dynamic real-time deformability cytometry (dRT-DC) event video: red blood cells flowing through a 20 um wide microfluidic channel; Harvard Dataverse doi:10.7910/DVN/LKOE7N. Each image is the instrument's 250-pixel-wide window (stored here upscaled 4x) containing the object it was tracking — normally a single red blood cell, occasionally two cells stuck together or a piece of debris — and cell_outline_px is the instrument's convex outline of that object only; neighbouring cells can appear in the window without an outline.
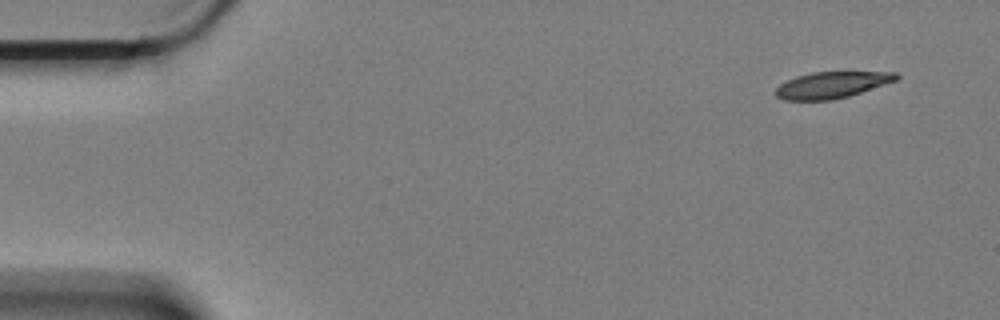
{"species": "Egyptian fruit bat (a non-hibernating species)", "species_latin": "Rousettus aegyptiacus", "temperature_condition": "cold", "stored_images_in_passage": 5, "camera_frame_rate_fps": 3000, "um_per_image_px": 0.085, "animal": {"sex": "female"}, "frame": {"image": 1, "passage_image": 1, "time_ms": 0.0, "image_size_px": [1000, 320], "cell_outline_px": [[900, 76], [896, 80], [848, 96], [832, 100], [784, 100], [776, 96], [776, 88], [780, 84], [796, 76], [812, 72], [896, 72]], "centroid_in_image_um": [70.68, 7.22], "position_along_channel_um": 14.3, "area_um2": 18.32}}
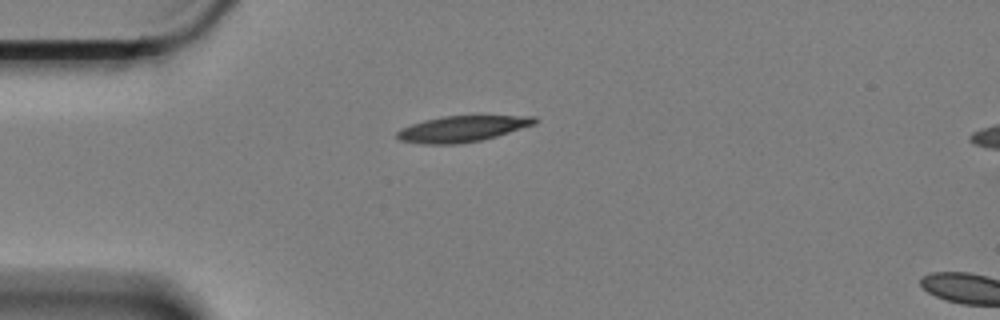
{"frame": {"image": 2, "passage_image": 4, "time_ms": 1.0, "image_size_px": [1000, 320], "cell_outline_px": [[540, 120], [536, 124], [496, 136], [480, 140], [456, 144], [424, 144], [400, 140], [396, 136], [396, 132], [400, 128], [424, 120], [444, 116], [536, 116]], "centroid_in_image_um": [39.3, 10.94], "position_along_channel_um": 45.7, "area_um2": 20.75}}